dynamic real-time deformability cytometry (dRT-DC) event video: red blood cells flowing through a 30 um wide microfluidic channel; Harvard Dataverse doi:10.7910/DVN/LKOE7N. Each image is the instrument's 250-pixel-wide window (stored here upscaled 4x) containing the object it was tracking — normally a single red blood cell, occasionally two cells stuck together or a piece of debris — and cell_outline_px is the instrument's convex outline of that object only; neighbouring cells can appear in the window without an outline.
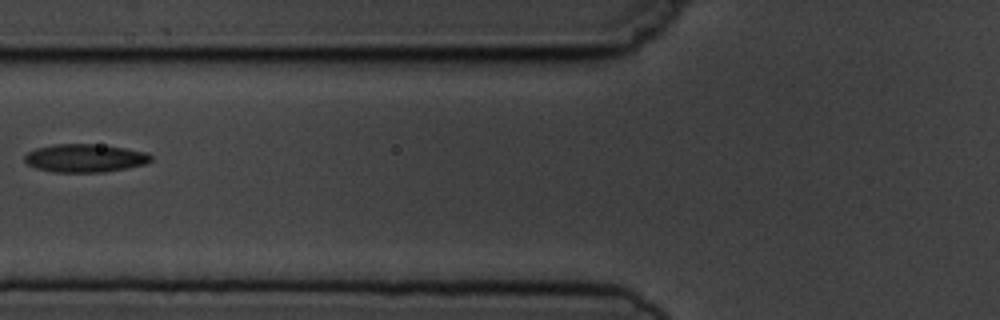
{"species": "common noctule bat (a hibernating species)", "species_latin": "Nyctalus noctula", "temperature_condition": "cold", "stored_images_in_passage": 3, "camera_frame_rate_fps": 3000, "um_per_image_px": 0.085, "animal": {"sex": "male", "body_mass_g": 19.5, "forearm_length_mm": 54.6}, "frame": {"image": 1, "passage_image": 3, "time_ms": 2.333, "image_size_px": [1000, 320], "cell_outline_px": [[152, 160], [144, 164], [124, 168], [100, 172], [56, 172], [36, 168], [28, 164], [24, 160], [24, 156], [28, 152], [36, 148], [56, 144], [92, 144], [124, 148], [144, 152], [152, 156]], "centroid_in_image_um": [7.18, 13.44], "position_along_channel_um": 118.6, "area_um2": 20.35}}